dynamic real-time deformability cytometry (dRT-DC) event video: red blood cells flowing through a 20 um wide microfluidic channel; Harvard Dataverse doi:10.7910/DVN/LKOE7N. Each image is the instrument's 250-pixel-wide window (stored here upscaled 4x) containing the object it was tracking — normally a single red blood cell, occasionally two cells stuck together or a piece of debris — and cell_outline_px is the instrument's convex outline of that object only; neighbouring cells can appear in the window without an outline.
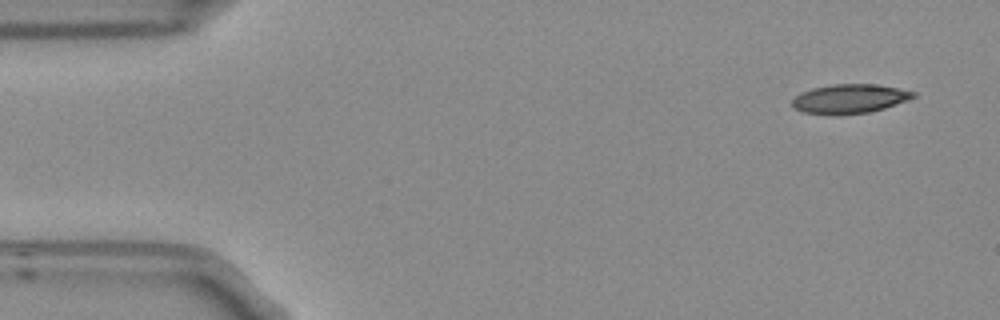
{"species": "Egyptian fruit bat (a non-hibernating species)", "species_latin": "Rousettus aegyptiacus", "temperature_condition": "room temperature", "stored_images_in_passage": 4, "camera_frame_rate_fps": 3000, "um_per_image_px": 0.085, "frame": {"image": 1, "passage_image": 1, "time_ms": 0.0, "image_size_px": [1000, 320], "cell_outline_px": [[916, 96], [908, 100], [884, 108], [868, 112], [840, 116], [832, 116], [804, 112], [792, 108], [792, 100], [800, 92], [812, 88], [832, 84], [876, 84], [916, 92]], "centroid_in_image_um": [72.17, 8.41], "position_along_channel_um": 12.8, "area_um2": 20.87}}
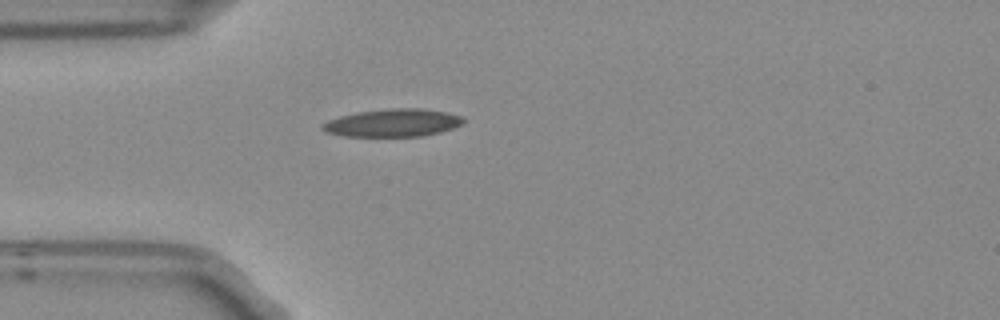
{"frame": {"image": 2, "passage_image": 4, "time_ms": 1.0, "image_size_px": [1000, 320], "cell_outline_px": [[464, 120], [460, 124], [452, 128], [440, 132], [424, 136], [340, 136], [324, 132], [320, 128], [320, 124], [328, 120], [340, 116], [356, 112], [388, 108], [424, 108], [448, 112], [464, 116]], "centroid_in_image_um": [33.36, 10.43], "position_along_channel_um": 51.6, "area_um2": 23.12}}